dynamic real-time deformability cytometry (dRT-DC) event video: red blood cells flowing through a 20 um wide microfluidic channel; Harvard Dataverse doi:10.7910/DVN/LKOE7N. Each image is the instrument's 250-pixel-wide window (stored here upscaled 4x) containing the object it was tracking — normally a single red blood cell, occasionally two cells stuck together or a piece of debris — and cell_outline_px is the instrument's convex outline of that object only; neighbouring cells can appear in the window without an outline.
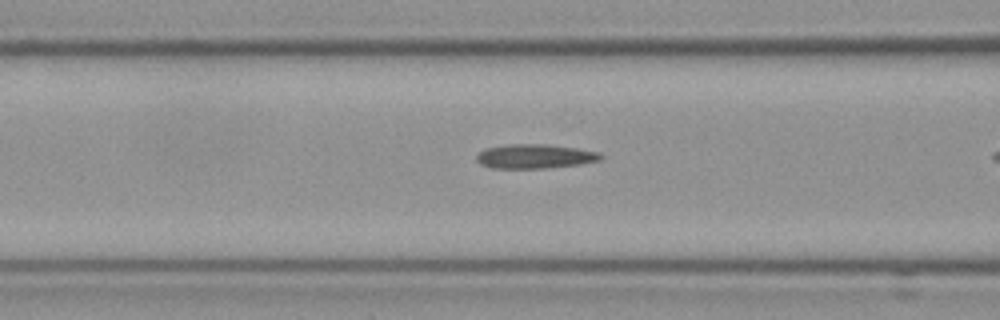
{"species": "Egyptian fruit bat (a non-hibernating species)", "species_latin": "Rousettus aegyptiacus", "temperature_condition": "cold", "stored_images_in_passage": 9, "camera_frame_rate_fps": 3000, "um_per_image_px": 0.085, "frame": {"image": 1, "passage_image": 7, "time_ms": 2.0, "image_size_px": [1000, 320], "cell_outline_px": [[604, 156], [600, 160], [580, 164], [544, 168], [492, 168], [480, 164], [476, 160], [476, 156], [484, 148], [508, 144], [544, 144], [576, 148], [600, 152]], "centroid_in_image_um": [45.45, 13.28], "position_along_channel_um": 121.1, "area_um2": 17.57}}